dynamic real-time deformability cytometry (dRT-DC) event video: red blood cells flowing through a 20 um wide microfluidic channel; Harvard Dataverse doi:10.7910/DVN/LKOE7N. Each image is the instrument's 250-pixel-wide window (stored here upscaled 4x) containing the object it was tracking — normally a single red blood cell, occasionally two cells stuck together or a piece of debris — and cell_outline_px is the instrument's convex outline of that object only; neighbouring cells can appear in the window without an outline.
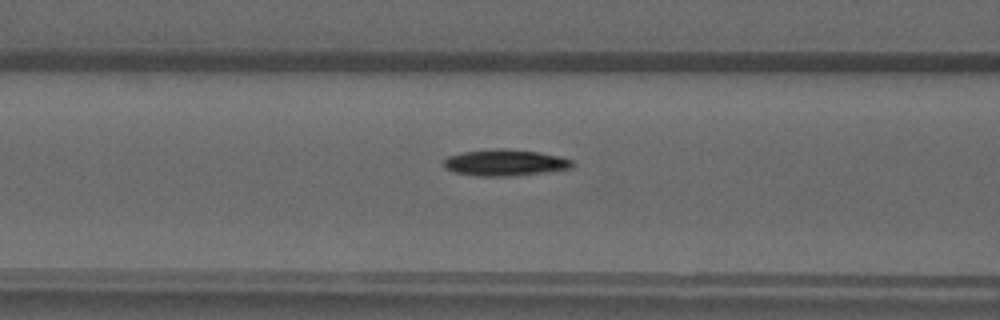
{"species": "common noctule bat (a hibernating species)", "species_latin": "Nyctalus noctula", "temperature_condition": "warm", "stored_images_in_passage": 44, "camera_frame_rate_fps": 3000, "um_per_image_px": 0.085, "animal": {"sex": "male", "forearm_length_mm": 52.5}, "frame": {"image": 1, "passage_image": 20, "time_ms": 6.333, "image_size_px": [1000, 320], "cell_outline_px": [[576, 164], [572, 168], [516, 176], [476, 176], [452, 172], [444, 168], [444, 160], [448, 156], [464, 152], [500, 148], [504, 148], [536, 152], [556, 156], [572, 160]], "centroid_in_image_um": [42.9, 13.84], "position_along_channel_um": 123.7, "area_um2": 19.71}}
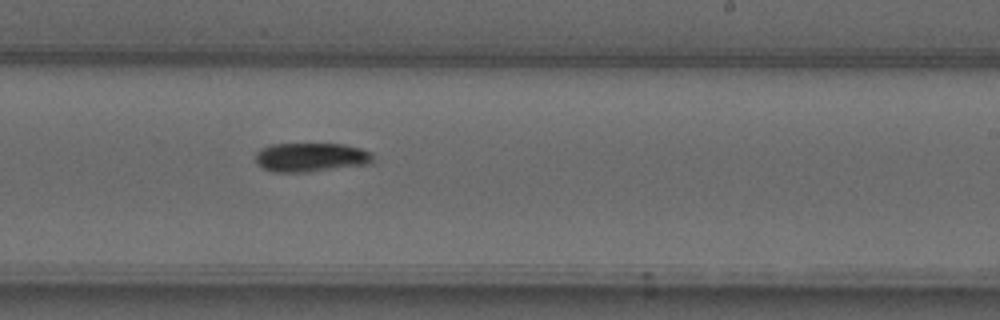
{"frame": {"image": 2, "passage_image": 30, "time_ms": 9.667, "image_size_px": [1000, 320], "cell_outline_px": [[372, 164], [308, 172], [272, 172], [264, 168], [256, 160], [256, 152], [260, 148], [268, 144], [344, 144], [360, 148], [372, 152]], "centroid_in_image_um": [26.44, 13.37], "position_along_channel_um": 262.6, "area_um2": 20.0}}
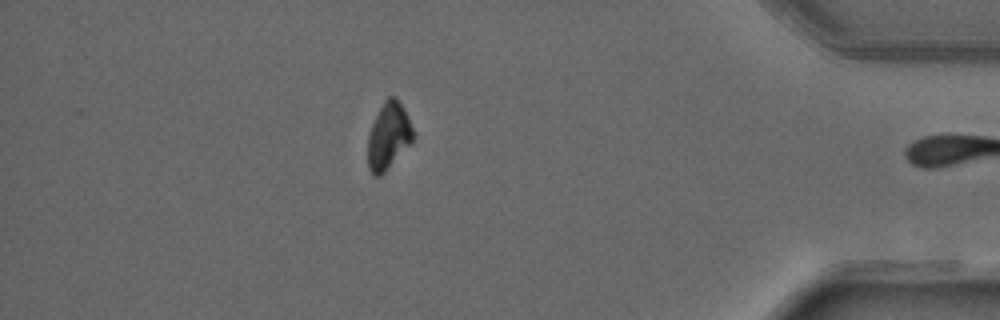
{"frame": {"image": 3, "passage_image": 43, "time_ms": 14.0, "image_size_px": [1000, 320], "cell_outline_px": [[412, 140], [384, 172], [380, 176], [372, 176], [368, 168], [368, 136], [372, 124], [384, 100], [388, 96], [396, 96], [404, 108], [412, 128]], "centroid_in_image_um": [32.98, 11.54], "position_along_channel_um": 402.2, "area_um2": 17.17}}